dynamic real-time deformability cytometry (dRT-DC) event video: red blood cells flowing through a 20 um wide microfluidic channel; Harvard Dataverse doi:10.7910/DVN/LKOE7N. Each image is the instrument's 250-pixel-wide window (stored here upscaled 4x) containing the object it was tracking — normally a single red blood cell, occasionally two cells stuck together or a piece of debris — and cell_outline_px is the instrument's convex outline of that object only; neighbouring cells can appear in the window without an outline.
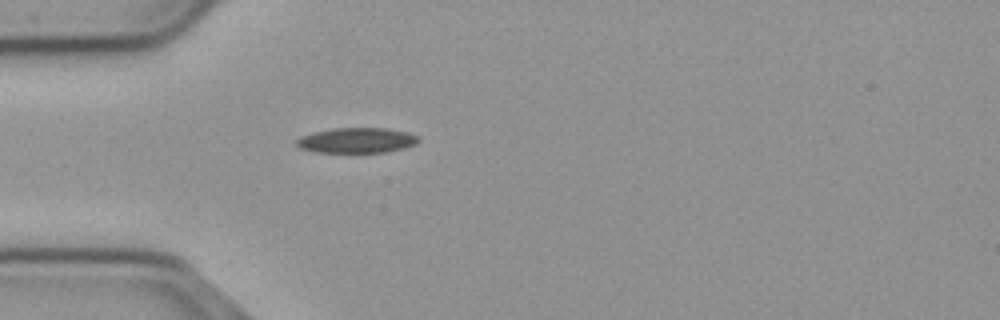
{"species": "common noctule bat (a hibernating species)", "species_latin": "Nyctalus noctula", "temperature_condition": "cold", "stored_images_in_passage": 5, "camera_frame_rate_fps": 3000, "um_per_image_px": 0.085, "animal": {"sex": "male", "body_mass_g": 23.1, "forearm_length_mm": 52.7}, "frame": {"image": 1, "passage_image": 1, "time_ms": 0.0, "image_size_px": [1000, 320], "cell_outline_px": [[420, 140], [416, 144], [404, 148], [384, 152], [316, 152], [300, 148], [296, 144], [296, 140], [300, 136], [332, 128], [388, 128], [408, 132], [420, 136]], "centroid_in_image_um": [30.36, 11.92], "position_along_channel_um": 54.6, "area_um2": 17.98}}
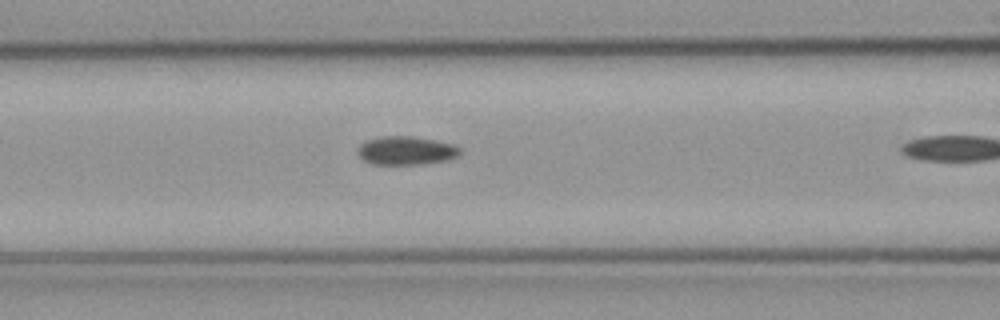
{"frame": {"image": 2, "passage_image": 4, "time_ms": 1.0, "image_size_px": [1000, 320], "cell_outline_px": [[460, 152], [456, 156], [448, 160], [420, 164], [372, 164], [364, 160], [356, 152], [356, 148], [360, 144], [368, 140], [380, 136], [412, 136], [436, 140], [452, 144], [460, 148]], "centroid_in_image_um": [34.48, 12.79], "position_along_channel_um": 132.1, "area_um2": 16.99}}